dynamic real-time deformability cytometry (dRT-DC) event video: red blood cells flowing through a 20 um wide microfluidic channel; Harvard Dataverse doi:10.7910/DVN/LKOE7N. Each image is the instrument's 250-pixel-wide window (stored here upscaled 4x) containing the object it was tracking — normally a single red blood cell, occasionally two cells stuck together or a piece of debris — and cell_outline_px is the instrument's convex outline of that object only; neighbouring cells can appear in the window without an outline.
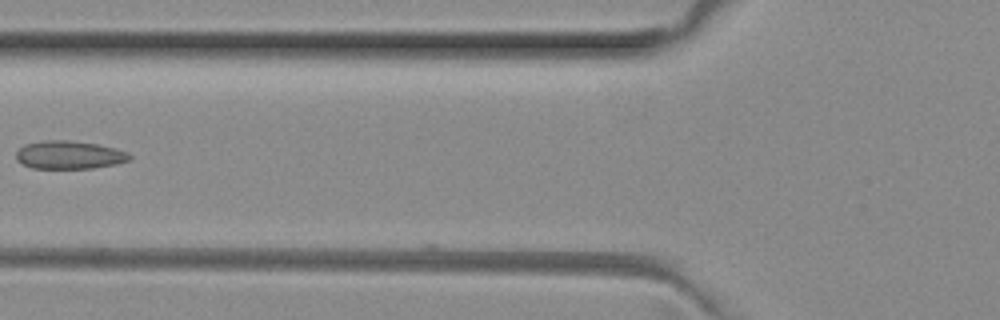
{"species": "common noctule bat (a hibernating species)", "species_latin": "Nyctalus noctula", "temperature_condition": "room temperature", "stored_images_in_passage": 6, "camera_frame_rate_fps": 3000, "um_per_image_px": 0.085, "animal": {"sex": "female", "body_mass_g": 29.2, "forearm_length_mm": 56.3}, "frame": {"image": 1, "passage_image": 5, "time_ms": 1.333, "image_size_px": [1000, 320], "cell_outline_px": [[132, 156], [128, 160], [116, 164], [92, 168], [32, 168], [20, 164], [16, 160], [16, 152], [24, 144], [44, 140], [68, 140], [96, 144], [116, 148], [128, 152]], "centroid_in_image_um": [5.85, 13.17], "position_along_channel_um": 119.9, "area_um2": 18.67}}